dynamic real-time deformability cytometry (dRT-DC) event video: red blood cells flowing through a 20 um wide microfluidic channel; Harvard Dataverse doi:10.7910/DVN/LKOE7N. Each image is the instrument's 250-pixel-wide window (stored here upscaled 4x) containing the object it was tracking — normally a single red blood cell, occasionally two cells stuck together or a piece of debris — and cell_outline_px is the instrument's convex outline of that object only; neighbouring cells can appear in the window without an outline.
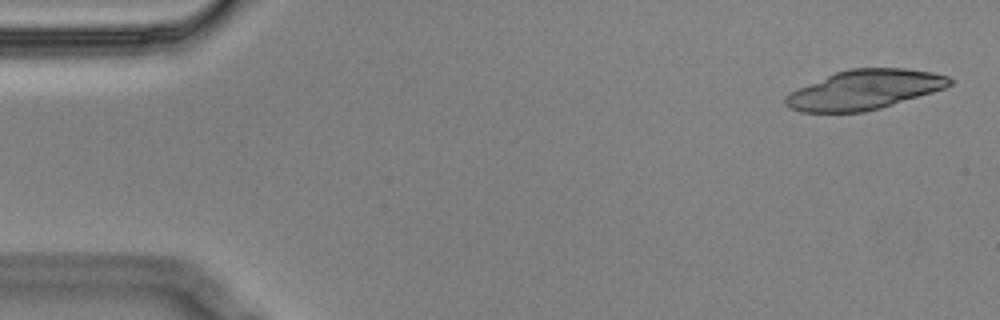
{"species": "Egyptian fruit bat (a non-hibernating species)", "species_latin": "Rousettus aegyptiacus", "temperature_condition": "cold", "stored_images_in_passage": 4, "camera_frame_rate_fps": 3000, "um_per_image_px": 0.085, "animal": {"sex": "male"}, "frame": {"image": 1, "passage_image": 1, "time_ms": 0.0, "image_size_px": [1000, 320], "cell_outline_px": [[956, 80], [952, 84], [944, 88], [932, 92], [880, 108], [864, 112], [800, 112], [784, 104], [784, 96], [796, 88], [836, 72], [848, 68], [904, 68], [932, 72], [948, 76]], "centroid_in_image_um": [73.47, 7.62], "position_along_channel_um": 11.5, "area_um2": 37.8}}